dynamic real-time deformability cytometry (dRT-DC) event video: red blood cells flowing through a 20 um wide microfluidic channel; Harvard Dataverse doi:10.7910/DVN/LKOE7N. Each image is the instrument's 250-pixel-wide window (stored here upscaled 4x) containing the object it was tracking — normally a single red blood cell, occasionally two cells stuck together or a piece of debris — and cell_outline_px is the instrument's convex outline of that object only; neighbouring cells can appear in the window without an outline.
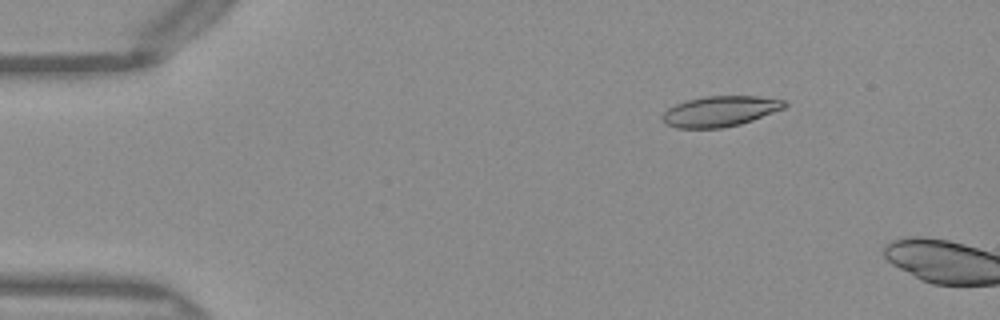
{"species": "Egyptian fruit bat (a non-hibernating species)", "species_latin": "Rousettus aegyptiacus", "temperature_condition": "warm", "stored_images_in_passage": 3, "camera_frame_rate_fps": 3000, "um_per_image_px": 0.085, "frame": {"image": 1, "passage_image": 1, "time_ms": 0.0, "image_size_px": [1000, 320], "cell_outline_px": [[788, 104], [784, 108], [752, 120], [740, 124], [720, 128], [676, 128], [664, 124], [660, 116], [668, 108], [676, 104], [688, 100], [704, 96], [760, 96], [784, 100]], "centroid_in_image_um": [61.18, 9.46], "position_along_channel_um": 23.8, "area_um2": 21.73}}